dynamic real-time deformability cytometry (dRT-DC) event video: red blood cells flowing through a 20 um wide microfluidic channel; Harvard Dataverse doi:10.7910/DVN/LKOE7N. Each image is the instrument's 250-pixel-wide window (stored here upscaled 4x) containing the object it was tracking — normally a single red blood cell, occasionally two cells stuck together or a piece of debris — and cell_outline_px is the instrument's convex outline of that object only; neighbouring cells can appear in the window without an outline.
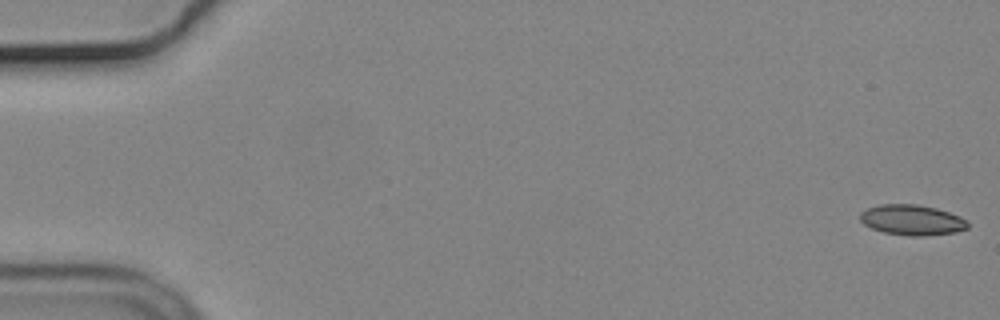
{"species": "common noctule bat (a hibernating species)", "species_latin": "Nyctalus noctula", "temperature_condition": "cold", "stored_images_in_passage": 56, "camera_frame_rate_fps": 3000, "um_per_image_px": 0.085, "animal": {"sex": "male", "body_mass_g": 19.2, "forearm_length_mm": 51.8}, "frame": {"image": 1, "passage_image": 1, "time_ms": 0.0, "image_size_px": [1000, 320], "cell_outline_px": [[968, 228], [956, 232], [924, 236], [908, 236], [884, 232], [872, 228], [864, 224], [860, 220], [860, 212], [868, 208], [880, 204], [916, 204], [936, 208], [960, 216], [968, 220]], "centroid_in_image_um": [77.53, 18.7], "position_along_channel_um": 7.5, "area_um2": 19.13}}
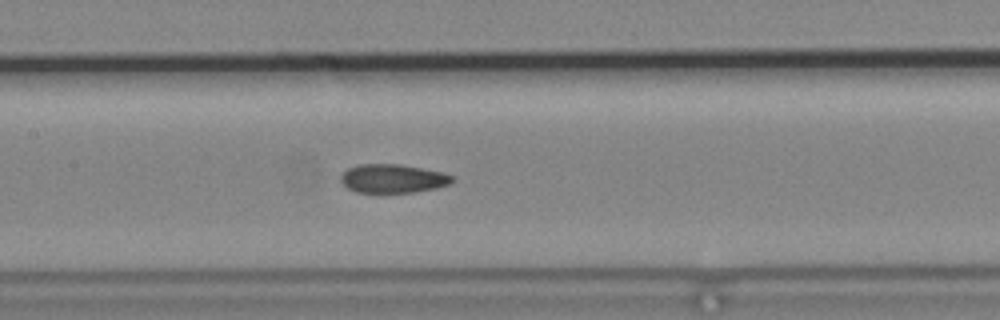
{"frame": {"image": 2, "passage_image": 27, "time_ms": 8.667, "image_size_px": [1000, 320], "cell_outline_px": [[452, 180], [448, 184], [436, 188], [412, 192], [356, 192], [348, 188], [340, 180], [340, 176], [348, 168], [360, 164], [400, 164], [444, 172], [452, 176]], "centroid_in_image_um": [33.37, 15.17], "position_along_channel_um": 174.0, "area_um2": 18.44}}
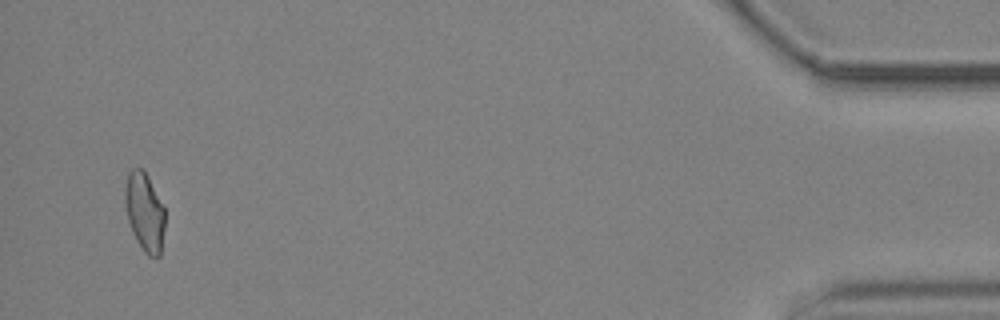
{"frame": {"image": 3, "passage_image": 54, "time_ms": 17.667, "image_size_px": [1000, 320], "cell_outline_px": [[164, 228], [160, 256], [156, 260], [148, 256], [144, 252], [136, 240], [132, 232], [128, 220], [124, 200], [124, 188], [128, 172], [132, 168], [140, 168], [148, 176], [164, 208]], "centroid_in_image_um": [12.28, 18.05], "position_along_channel_um": 422.9, "area_um2": 18.38}, "authors_computed_cell_mechanics": {"area_um2": 18.9584, "velocity_mm_per_s": 3.6868, "shape_relaxation_time_tau1_ms": null, "shape_relaxation_time_tau2_ms": 3.0391, "deformation_change_tau1": null, "deformation_change_tau2": 0.0996}}